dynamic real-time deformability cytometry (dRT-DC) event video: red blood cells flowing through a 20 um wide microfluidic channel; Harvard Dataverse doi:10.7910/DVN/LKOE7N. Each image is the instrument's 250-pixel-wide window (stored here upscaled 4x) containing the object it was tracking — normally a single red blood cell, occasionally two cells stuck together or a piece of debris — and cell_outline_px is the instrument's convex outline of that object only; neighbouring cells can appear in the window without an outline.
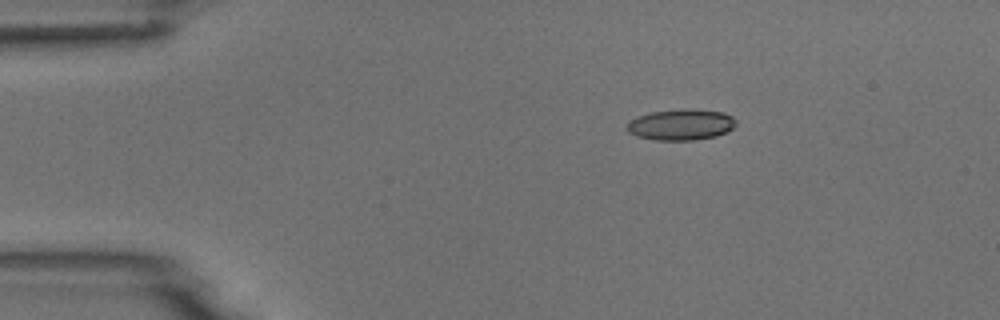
{"species": "common noctule bat (a hibernating species)", "species_latin": "Nyctalus noctula", "temperature_condition": "room temperature", "stored_images_in_passage": 5, "camera_frame_rate_fps": 3000, "um_per_image_px": 0.085, "animal": {"sex": "male", "body_mass_g": 18.8}, "frame": {"image": 1, "passage_image": 3, "time_ms": 2.333, "image_size_px": [1000, 320], "cell_outline_px": [[736, 124], [732, 128], [716, 136], [692, 140], [656, 140], [636, 136], [628, 132], [624, 128], [628, 120], [636, 116], [652, 112], [684, 108], [696, 108], [724, 112], [732, 116], [736, 120]], "centroid_in_image_um": [57.84, 10.57], "position_along_channel_um": 27.2, "area_um2": 20.06}}
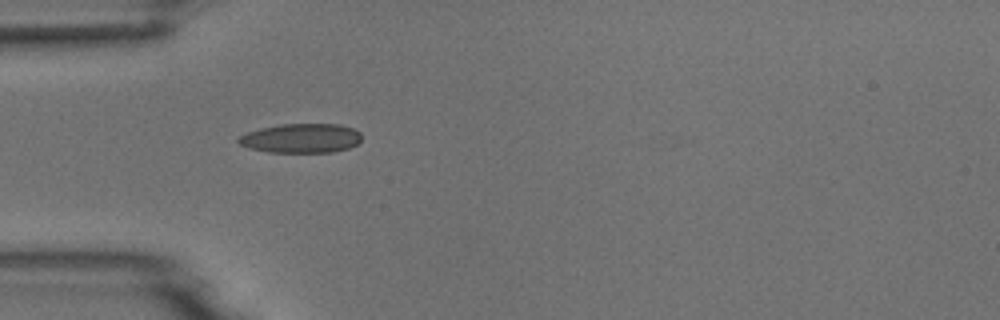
{"frame": {"image": 2, "passage_image": 5, "time_ms": 4.667, "image_size_px": [1000, 320], "cell_outline_px": [[360, 140], [356, 144], [348, 148], [332, 152], [268, 152], [248, 148], [240, 144], [236, 140], [240, 136], [248, 132], [260, 128], [280, 124], [340, 124], [352, 128], [360, 132]], "centroid_in_image_um": [25.58, 11.75], "position_along_channel_um": 59.4, "area_um2": 20.98}}